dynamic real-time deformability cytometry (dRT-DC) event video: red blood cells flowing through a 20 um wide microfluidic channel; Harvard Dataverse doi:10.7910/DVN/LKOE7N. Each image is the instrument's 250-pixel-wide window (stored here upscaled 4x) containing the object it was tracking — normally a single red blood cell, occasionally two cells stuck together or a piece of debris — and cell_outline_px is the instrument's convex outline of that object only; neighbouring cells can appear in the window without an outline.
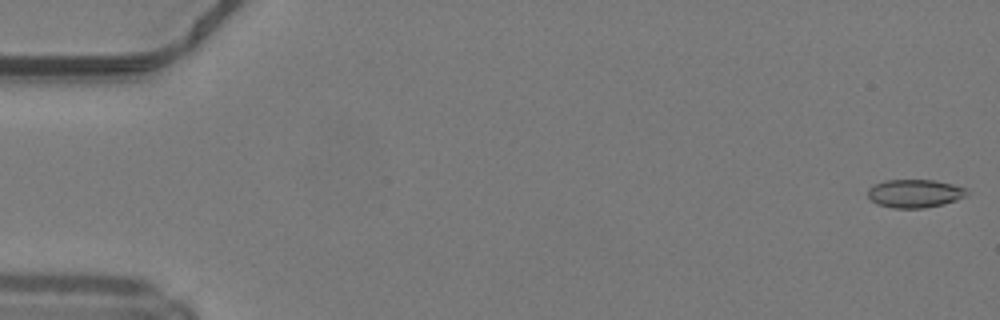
{"species": "common noctule bat (a hibernating species)", "species_latin": "Nyctalus noctula", "temperature_condition": "warm", "stored_images_in_passage": 49, "camera_frame_rate_fps": 3000, "um_per_image_px": 0.085, "animal": {"sex": "male", "body_mass_g": 19.2, "forearm_length_mm": 51.8}, "frame": {"image": 1, "passage_image": 1, "time_ms": 0.0, "image_size_px": [1000, 320], "cell_outline_px": [[968, 192], [964, 196], [956, 200], [924, 208], [896, 208], [876, 204], [868, 196], [868, 188], [884, 180], [936, 180], [968, 188]], "centroid_in_image_um": [77.75, 16.43], "position_along_channel_um": 7.2, "area_um2": 16.18}}
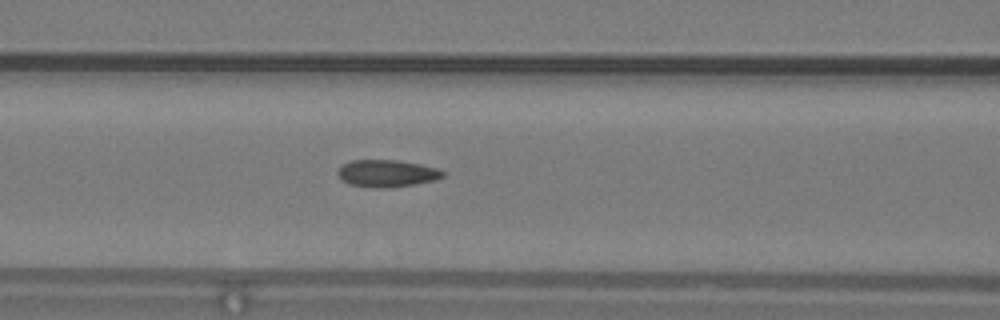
{"frame": {"image": 2, "passage_image": 21, "time_ms": 6.667, "image_size_px": [1000, 320], "cell_outline_px": [[444, 176], [436, 180], [388, 188], [372, 188], [348, 184], [340, 180], [336, 172], [344, 164], [352, 160], [396, 160], [420, 164], [436, 168], [444, 172]], "centroid_in_image_um": [32.84, 14.75], "position_along_channel_um": 133.8, "area_um2": 16.65}}
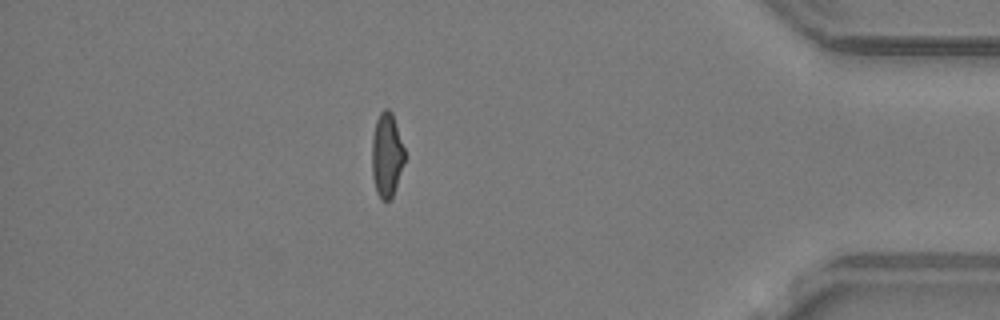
{"frame": {"image": 3, "passage_image": 43, "time_ms": 14.0, "image_size_px": [1000, 320], "cell_outline_px": [[404, 164], [392, 196], [388, 200], [380, 200], [376, 192], [372, 176], [372, 136], [376, 120], [380, 112], [384, 108], [388, 108], [392, 112], [404, 148]], "centroid_in_image_um": [32.85, 13.16], "position_along_channel_um": 402.3, "area_um2": 16.07}, "authors_computed_cell_mechanics": {"area_um2": 16.473, "velocity_mm_per_s": 4.2489, "shape_relaxation_time_tau1_ms": null, "shape_relaxation_time_tau2_ms": 1.362, "deformation_change_tau1": null, "deformation_change_tau2": 0.0849}}